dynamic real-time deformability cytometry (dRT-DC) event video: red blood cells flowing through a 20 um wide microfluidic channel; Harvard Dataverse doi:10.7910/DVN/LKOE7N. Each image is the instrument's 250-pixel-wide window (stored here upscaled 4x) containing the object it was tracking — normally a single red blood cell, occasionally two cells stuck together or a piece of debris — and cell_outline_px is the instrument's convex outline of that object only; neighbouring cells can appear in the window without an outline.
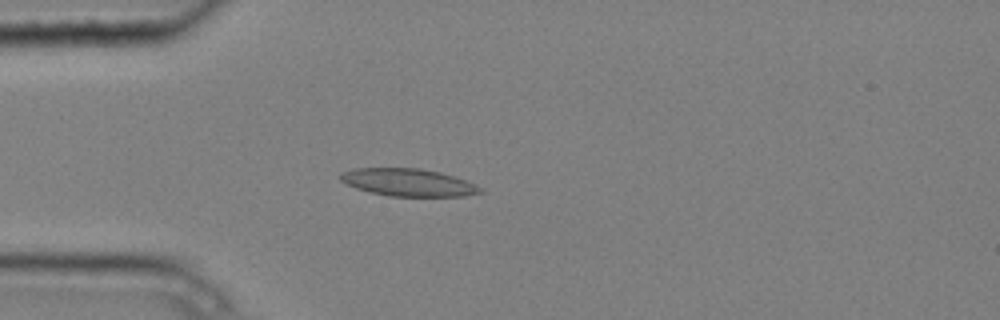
{"species": "common noctule bat (a hibernating species)", "species_latin": "Nyctalus noctula", "temperature_condition": "cold", "stored_images_in_passage": 3, "camera_frame_rate_fps": 3000, "um_per_image_px": 0.085, "animal": {"sex": "male", "body_mass_g": 20.4}, "frame": {"image": 1, "passage_image": 3, "time_ms": 0.667, "image_size_px": [1000, 320], "cell_outline_px": [[484, 192], [464, 196], [388, 196], [356, 188], [340, 180], [340, 172], [352, 168], [420, 168], [440, 172], [476, 184]], "centroid_in_image_um": [34.68, 15.5], "position_along_channel_um": 50.3, "area_um2": 22.31}}